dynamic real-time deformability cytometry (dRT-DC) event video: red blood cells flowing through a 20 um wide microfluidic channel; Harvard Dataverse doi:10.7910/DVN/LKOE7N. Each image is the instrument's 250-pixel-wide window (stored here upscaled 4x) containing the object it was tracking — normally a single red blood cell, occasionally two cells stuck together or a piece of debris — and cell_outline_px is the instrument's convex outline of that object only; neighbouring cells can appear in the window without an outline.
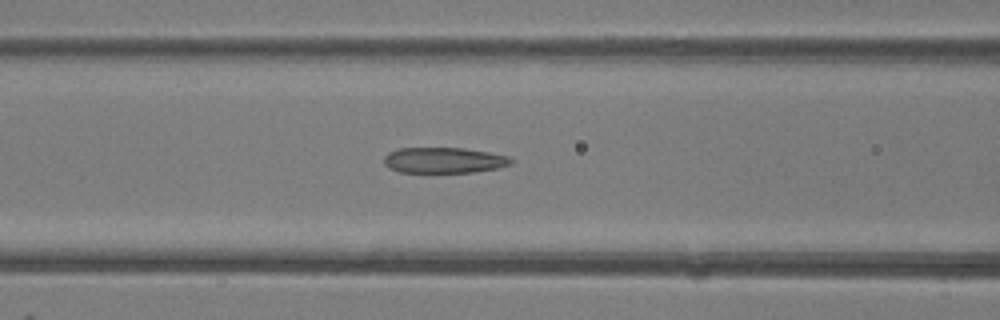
{"species": "common noctule bat (a hibernating species)", "species_latin": "Nyctalus noctula", "temperature_condition": "room temperature", "stored_images_in_passage": 48, "camera_frame_rate_fps": 3000, "um_per_image_px": 0.085, "animal": {"sex": "female"}, "frame": {"image": 1, "passage_image": 19, "time_ms": 6.0, "image_size_px": [1000, 320], "cell_outline_px": [[516, 160], [512, 164], [500, 168], [472, 172], [400, 172], [388, 168], [384, 164], [384, 156], [388, 152], [400, 148], [464, 148], [488, 152], [508, 156]], "centroid_in_image_um": [37.76, 13.62], "position_along_channel_um": 128.8, "area_um2": 19.19}}
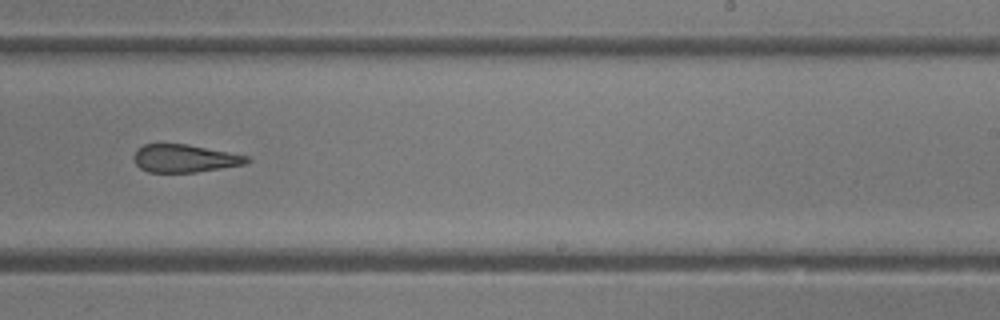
{"frame": {"image": 2, "passage_image": 29, "time_ms": 9.333, "image_size_px": [1000, 320], "cell_outline_px": [[252, 160], [244, 164], [196, 172], [148, 172], [140, 168], [136, 164], [132, 156], [136, 148], [144, 144], [184, 144], [228, 152], [248, 156]], "centroid_in_image_um": [15.64, 13.46], "position_along_channel_um": 273.4, "area_um2": 18.21}}
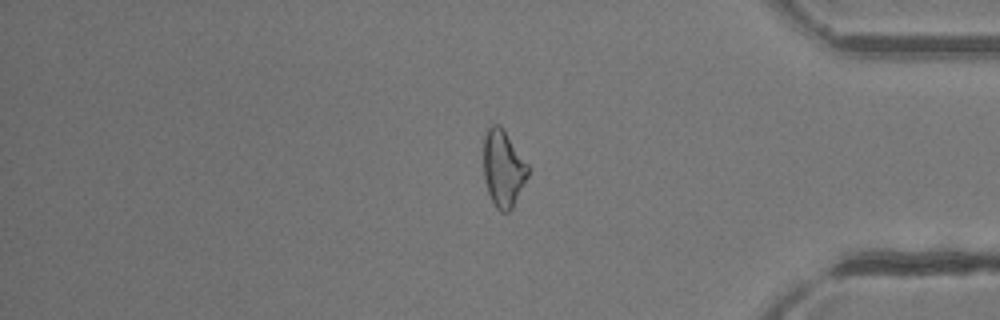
{"frame": {"image": 3, "passage_image": 39, "time_ms": 12.667, "image_size_px": [1000, 320], "cell_outline_px": [[532, 168], [512, 208], [508, 212], [500, 212], [496, 208], [488, 192], [484, 176], [484, 136], [488, 128], [492, 124], [500, 124], [504, 128]], "centroid_in_image_um": [42.81, 14.28], "position_along_channel_um": 392.4, "area_um2": 20.23}, "authors_computed_cell_mechanics": {"area_um2": 21.1837, "velocity_mm_per_s": 4.3427, "shape_relaxation_time_tau1_ms": null, "shape_relaxation_time_tau2_ms": 1.5237, "deformation_change_tau1": null, "deformation_change_tau2": 0.1047}}